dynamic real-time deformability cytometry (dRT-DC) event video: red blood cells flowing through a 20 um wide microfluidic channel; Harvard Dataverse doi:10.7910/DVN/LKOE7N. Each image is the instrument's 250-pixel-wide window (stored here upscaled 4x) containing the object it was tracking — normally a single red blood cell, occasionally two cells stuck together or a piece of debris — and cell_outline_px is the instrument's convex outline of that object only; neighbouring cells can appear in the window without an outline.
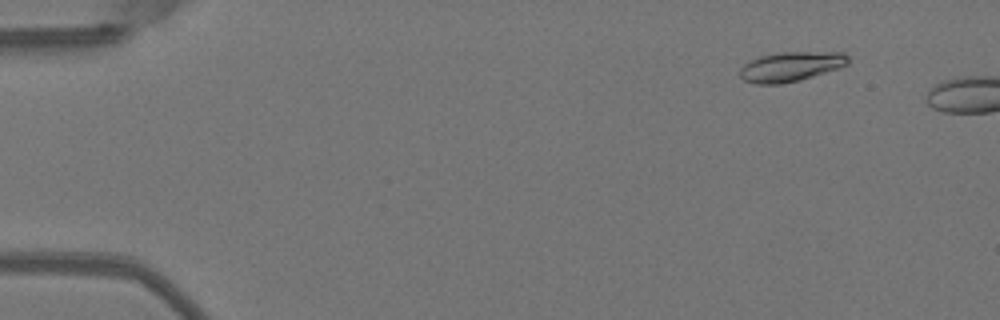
{"species": "Egyptian fruit bat (a non-hibernating species)", "species_latin": "Rousettus aegyptiacus", "temperature_condition": "warm", "stored_images_in_passage": 9, "camera_frame_rate_fps": 3000, "um_per_image_px": 0.085, "animal": {"sex": "female"}, "frame": {"image": 1, "passage_image": 6, "time_ms": 1.667, "image_size_px": [1000, 320], "cell_outline_px": [[848, 64], [840, 68], [800, 80], [780, 84], [756, 84], [744, 80], [740, 76], [740, 68], [744, 64], [760, 56], [780, 52], [844, 52], [848, 56]], "centroid_in_image_um": [67.24, 5.66], "position_along_channel_um": 17.8, "area_um2": 18.73}}